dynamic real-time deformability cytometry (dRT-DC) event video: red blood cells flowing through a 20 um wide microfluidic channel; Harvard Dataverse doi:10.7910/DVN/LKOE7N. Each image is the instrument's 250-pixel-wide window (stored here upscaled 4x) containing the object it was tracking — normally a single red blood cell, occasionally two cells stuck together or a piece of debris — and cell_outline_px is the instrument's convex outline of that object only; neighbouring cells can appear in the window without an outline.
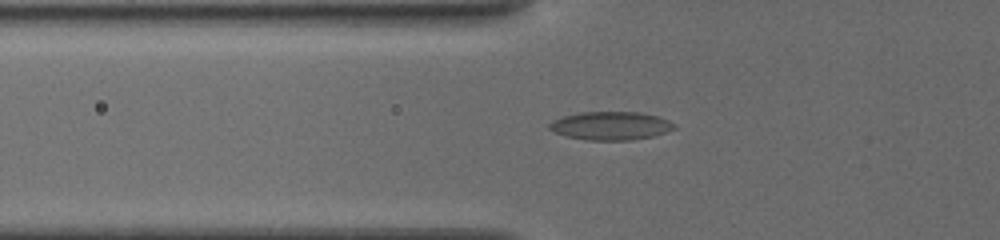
{"species": "common noctule bat (a hibernating species)", "species_latin": "Nyctalus noctula", "temperature_condition": "cold", "stored_images_in_passage": 25, "camera_frame_rate_fps": 3000, "um_per_image_px": 0.085, "animal": {"sex": "female", "body_mass_g": 19.5, "forearm_length_mm": 54.1}, "frame": {"image": 1, "passage_image": 21, "time_ms": 7.0, "image_size_px": [1000, 240], "cell_outline_px": [[676, 128], [652, 136], [632, 140], [588, 140], [568, 136], [556, 132], [548, 128], [548, 124], [552, 120], [564, 116], [580, 112], [640, 112], [656, 116], [668, 120], [676, 124]], "centroid_in_image_um": [51.91, 10.68], "position_along_channel_um": 73.9, "area_um2": 20.46}}
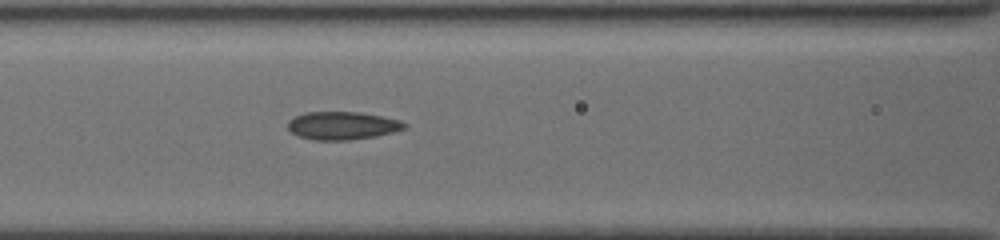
{"frame": {"image": 2, "passage_image": 25, "time_ms": 8.667, "image_size_px": [1000, 240], "cell_outline_px": [[408, 124], [404, 128], [392, 132], [376, 136], [348, 140], [312, 140], [300, 136], [292, 132], [288, 128], [288, 120], [304, 112], [360, 112], [400, 120]], "centroid_in_image_um": [29.09, 10.67], "position_along_channel_um": 137.5, "area_um2": 18.9}}